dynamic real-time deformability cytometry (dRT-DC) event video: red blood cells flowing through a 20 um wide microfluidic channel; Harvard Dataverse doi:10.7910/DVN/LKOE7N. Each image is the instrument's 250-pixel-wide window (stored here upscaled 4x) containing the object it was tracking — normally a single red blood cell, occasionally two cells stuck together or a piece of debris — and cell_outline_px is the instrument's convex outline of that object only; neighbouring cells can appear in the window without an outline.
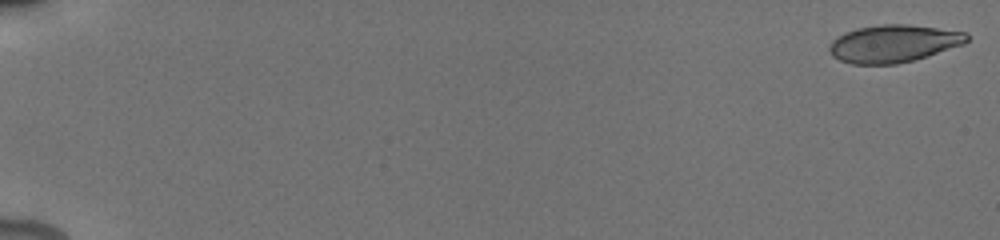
{"species": "human", "species_latin": "Homo sapiens", "temperature_condition": "cold", "stored_images_in_passage": 6, "camera_frame_rate_fps": 3000, "um_per_image_px": 0.085, "donor": {"sex": "male"}, "frame": {"image": 1, "passage_image": 1, "time_ms": 0.0, "image_size_px": [1000, 240], "cell_outline_px": [[968, 40], [964, 44], [912, 60], [896, 64], [852, 64], [840, 60], [832, 56], [828, 52], [828, 48], [832, 40], [836, 36], [844, 32], [856, 28], [880, 24], [908, 24], [968, 32]], "centroid_in_image_um": [75.9, 3.69], "position_along_channel_um": 9.1, "area_um2": 30.11}}
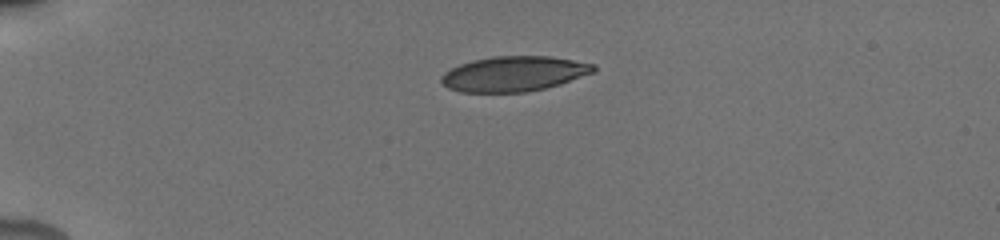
{"frame": {"image": 2, "passage_image": 5, "time_ms": 4.667, "image_size_px": [1000, 240], "cell_outline_px": [[596, 72], [560, 84], [544, 88], [524, 92], [460, 92], [448, 88], [440, 80], [440, 76], [444, 72], [460, 64], [472, 60], [492, 56], [548, 56], [596, 64]], "centroid_in_image_um": [43.69, 6.27], "position_along_channel_um": 41.3, "area_um2": 31.21}}